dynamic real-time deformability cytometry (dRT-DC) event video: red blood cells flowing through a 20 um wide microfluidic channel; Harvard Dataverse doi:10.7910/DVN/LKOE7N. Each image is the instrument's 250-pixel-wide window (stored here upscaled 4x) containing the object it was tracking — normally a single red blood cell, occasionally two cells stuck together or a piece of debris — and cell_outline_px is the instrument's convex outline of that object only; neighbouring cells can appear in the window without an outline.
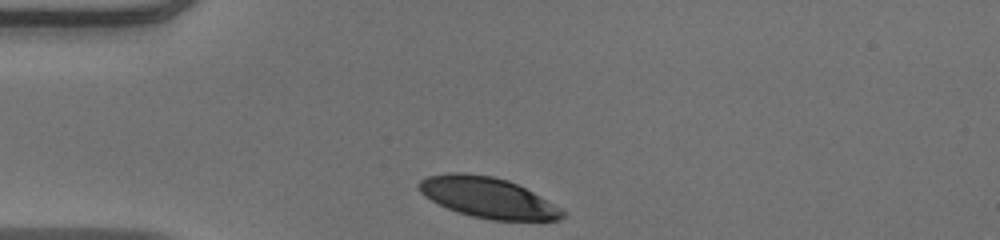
{"species": "human", "species_latin": "Homo sapiens", "temperature_condition": "warm", "stored_images_in_passage": 31, "camera_frame_rate_fps": 3000, "um_per_image_px": 0.085, "donor": {"sex": "male"}, "frame": {"image": 1, "passage_image": 1, "time_ms": 0.0, "image_size_px": [1000, 240], "cell_outline_px": [[568, 212], [560, 220], [492, 220], [472, 216], [456, 212], [424, 196], [416, 188], [416, 184], [420, 180], [428, 176], [448, 172], [464, 172], [492, 176], [508, 180], [532, 192]], "centroid_in_image_um": [41.43, 16.79], "position_along_channel_um": 43.6, "area_um2": 33.93}}
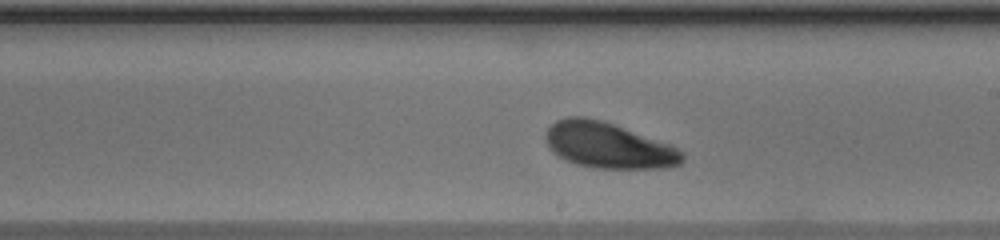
{"frame": {"image": 2, "passage_image": 18, "time_ms": 5.667, "image_size_px": [1000, 240], "cell_outline_px": [[684, 160], [680, 164], [668, 168], [592, 168], [576, 164], [552, 152], [548, 148], [544, 140], [544, 136], [548, 128], [556, 120], [568, 116], [584, 116], [600, 120], [672, 144], [684, 152]], "centroid_in_image_um": [51.71, 12.36], "position_along_channel_um": 237.3, "area_um2": 36.65}}
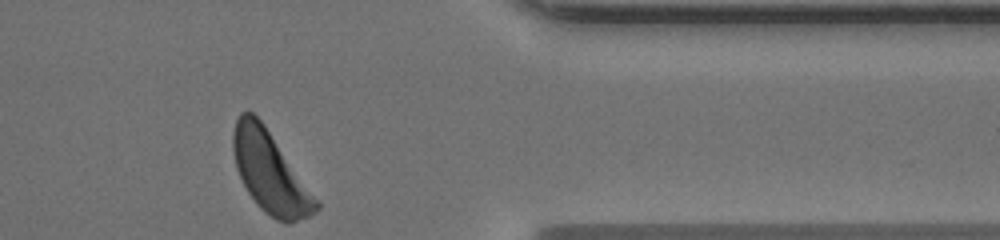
{"frame": {"image": 3, "passage_image": 31, "time_ms": 10.0, "image_size_px": [1000, 240], "cell_outline_px": [[320, 208], [316, 212], [308, 216], [288, 224], [284, 224], [276, 220], [264, 212], [260, 208], [248, 192], [236, 168], [232, 148], [232, 132], [236, 120], [240, 112], [252, 112], [264, 124], [320, 200]], "centroid_in_image_um": [22.98, 14.67], "position_along_channel_um": 388.4, "area_um2": 39.36}, "authors_computed_cell_mechanics": {"area_um2": 36.8764, "velocity_mm_per_s": 3.878, "shape_relaxation_time_tau1_ms": 2.5639, "shape_relaxation_time_tau2_ms": null, "deformation_change_tau1": 0.1152, "deformation_change_tau2": null}}